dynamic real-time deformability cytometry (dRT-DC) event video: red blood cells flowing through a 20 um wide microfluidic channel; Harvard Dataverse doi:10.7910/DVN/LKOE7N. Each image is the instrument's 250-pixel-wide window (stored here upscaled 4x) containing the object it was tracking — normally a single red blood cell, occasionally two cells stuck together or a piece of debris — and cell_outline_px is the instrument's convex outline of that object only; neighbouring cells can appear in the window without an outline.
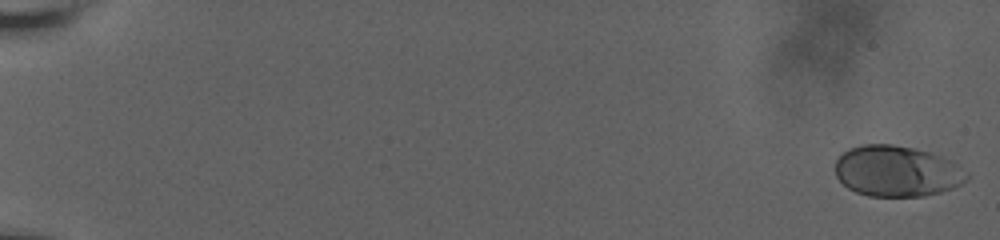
{"species": "human", "species_latin": "Homo sapiens", "temperature_condition": "room temperature", "stored_images_in_passage": 60, "camera_frame_rate_fps": 3000, "um_per_image_px": 0.085, "donor": {"sex": "male"}, "frame": {"image": 1, "passage_image": 1, "time_ms": 0.0, "image_size_px": [1000, 240], "cell_outline_px": [[968, 180], [952, 188], [940, 192], [924, 196], [868, 196], [856, 192], [848, 188], [836, 176], [836, 160], [848, 148], [860, 144], [892, 144], [912, 148], [928, 152], [952, 160], [968, 172]], "centroid_in_image_um": [76.24, 14.55], "position_along_channel_um": 8.8, "area_um2": 39.07}}
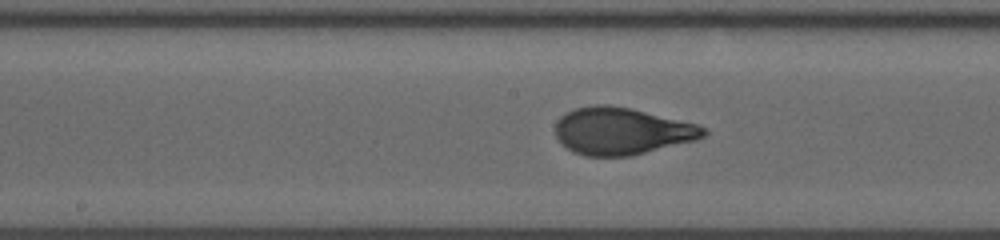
{"frame": {"image": 2, "passage_image": 34, "time_ms": 11.0, "image_size_px": [1000, 240], "cell_outline_px": [[708, 132], [704, 136], [696, 140], [632, 156], [584, 156], [572, 152], [556, 136], [556, 120], [564, 112], [576, 108], [592, 104], [608, 104], [632, 108], [696, 124], [704, 128]], "centroid_in_image_um": [52.82, 11.13], "position_along_channel_um": 195.4, "area_um2": 40.81}}
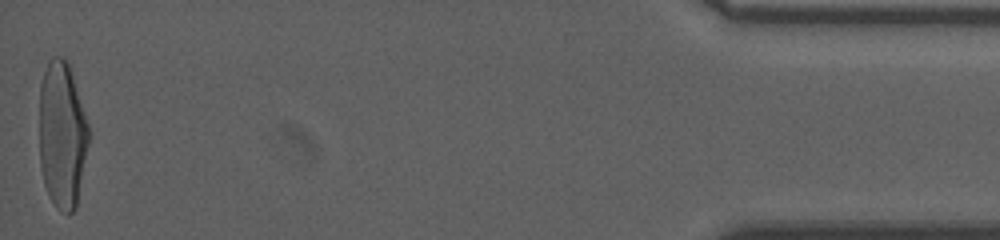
{"frame": {"image": 3, "passage_image": 60, "time_ms": 19.667, "image_size_px": [1000, 240], "cell_outline_px": [[88, 144], [76, 208], [68, 216], [60, 212], [56, 208], [44, 184], [40, 168], [40, 84], [48, 60], [52, 56], [64, 56], [68, 64], [88, 124]], "centroid_in_image_um": [5.26, 11.5], "position_along_channel_um": 429.9, "area_um2": 42.02}, "authors_computed_cell_mechanics": {"area_um2": 39.7664, "velocity_mm_per_s": 3.6651, "shape_relaxation_time_tau1_ms": 4.1867, "shape_relaxation_time_tau2_ms": null, "deformation_change_tau1": 0.1901, "deformation_change_tau2": null}}